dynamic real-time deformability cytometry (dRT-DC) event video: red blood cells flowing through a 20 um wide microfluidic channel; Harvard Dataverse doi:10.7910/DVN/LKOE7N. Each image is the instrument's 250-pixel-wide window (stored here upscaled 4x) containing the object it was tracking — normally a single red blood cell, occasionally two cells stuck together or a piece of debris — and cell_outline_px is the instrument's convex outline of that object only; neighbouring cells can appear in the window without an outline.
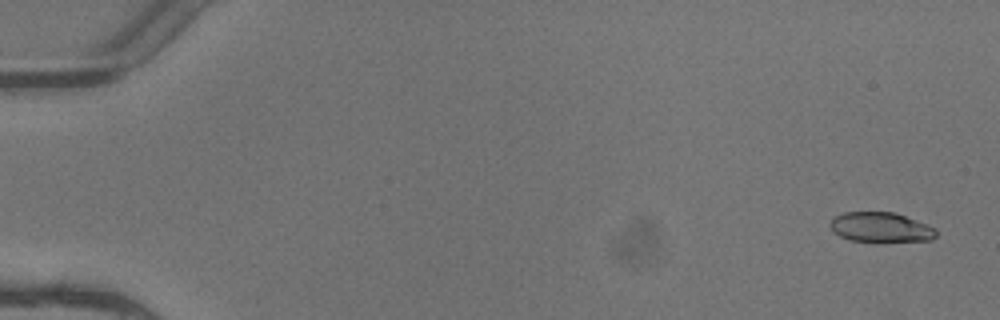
{"species": "common noctule bat (a hibernating species)", "species_latin": "Nyctalus noctula", "temperature_condition": "warm", "stored_images_in_passage": 5, "camera_frame_rate_fps": 3000, "um_per_image_px": 0.085, "animal": {"sex": "female"}, "frame": {"image": 1, "passage_image": 1, "time_ms": 0.0, "image_size_px": [1000, 320], "cell_outline_px": [[936, 236], [932, 240], [880, 244], [876, 244], [848, 240], [832, 232], [828, 224], [832, 216], [844, 212], [896, 212], [928, 224], [936, 228]], "centroid_in_image_um": [74.84, 19.36], "position_along_channel_um": 10.2, "area_um2": 19.65}}
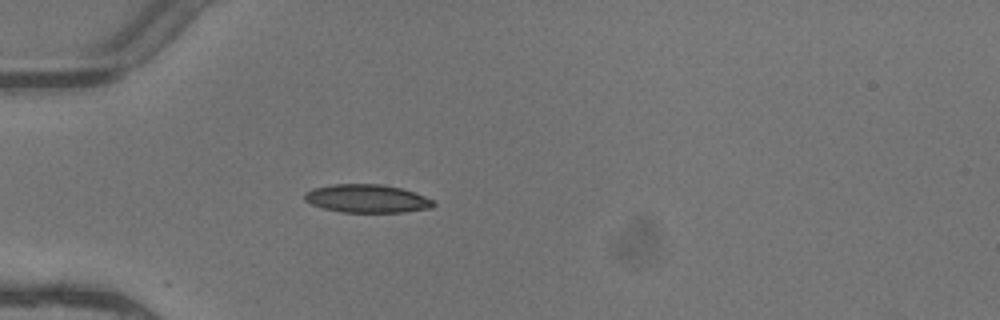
{"frame": {"image": 2, "passage_image": 5, "time_ms": 1.333, "image_size_px": [1000, 320], "cell_outline_px": [[436, 204], [432, 208], [404, 212], [340, 212], [324, 208], [312, 204], [304, 200], [304, 192], [312, 188], [332, 184], [380, 184], [400, 188], [424, 196], [432, 200]], "centroid_in_image_um": [31.16, 16.88], "position_along_channel_um": 53.8, "area_um2": 21.15}}